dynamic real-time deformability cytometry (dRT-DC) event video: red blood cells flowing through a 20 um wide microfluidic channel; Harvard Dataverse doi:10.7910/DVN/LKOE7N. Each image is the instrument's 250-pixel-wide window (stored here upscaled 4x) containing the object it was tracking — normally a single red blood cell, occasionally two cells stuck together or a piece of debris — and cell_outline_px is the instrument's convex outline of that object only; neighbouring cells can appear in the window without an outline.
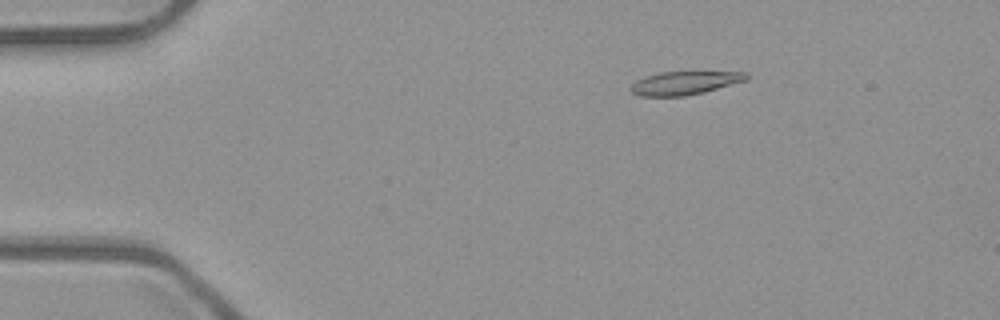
{"species": "common noctule bat (a hibernating species)", "species_latin": "Nyctalus noctula", "temperature_condition": "room temperature", "stored_images_in_passage": 49, "camera_frame_rate_fps": 3000, "um_per_image_px": 0.085, "animal": {"sex": "male", "body_mass_g": 23.1, "forearm_length_mm": 52.7}, "frame": {"image": 1, "passage_image": 6, "time_ms": 1.667, "image_size_px": [1000, 320], "cell_outline_px": [[748, 76], [744, 80], [716, 88], [700, 92], [680, 96], [644, 96], [632, 92], [632, 88], [640, 80], [648, 76], [664, 72], [740, 72]], "centroid_in_image_um": [58.19, 7.05], "position_along_channel_um": 26.8, "area_um2": 14.62}}
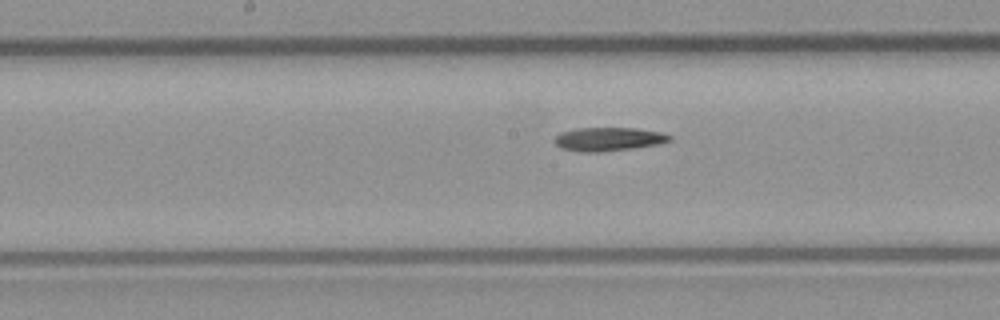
{"frame": {"image": 2, "passage_image": 24, "time_ms": 7.667, "image_size_px": [1000, 320], "cell_outline_px": [[672, 136], [668, 140], [652, 144], [628, 148], [564, 148], [556, 144], [556, 136], [564, 132], [580, 128], [632, 128], [656, 132]], "centroid_in_image_um": [51.75, 11.74], "position_along_channel_um": 196.4, "area_um2": 13.7}}
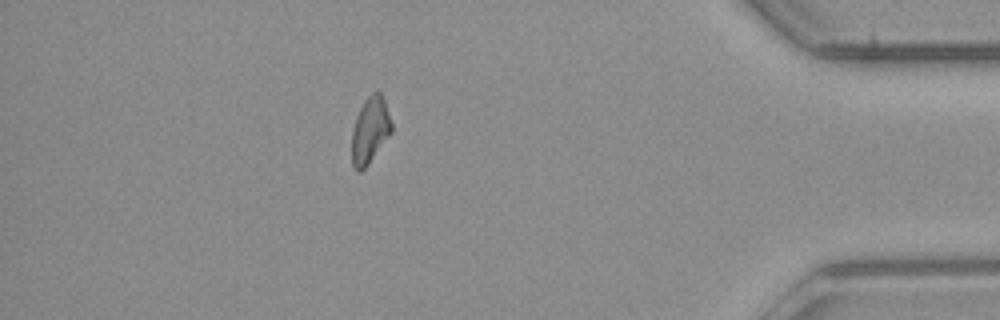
{"frame": {"image": 3, "passage_image": 43, "time_ms": 14.0, "image_size_px": [1000, 320], "cell_outline_px": [[392, 132], [368, 164], [360, 172], [356, 172], [352, 164], [352, 132], [360, 108], [364, 100], [368, 96], [376, 92], [380, 92], [384, 100], [392, 124]], "centroid_in_image_um": [31.45, 11.1], "position_along_channel_um": 403.7, "area_um2": 15.09}}